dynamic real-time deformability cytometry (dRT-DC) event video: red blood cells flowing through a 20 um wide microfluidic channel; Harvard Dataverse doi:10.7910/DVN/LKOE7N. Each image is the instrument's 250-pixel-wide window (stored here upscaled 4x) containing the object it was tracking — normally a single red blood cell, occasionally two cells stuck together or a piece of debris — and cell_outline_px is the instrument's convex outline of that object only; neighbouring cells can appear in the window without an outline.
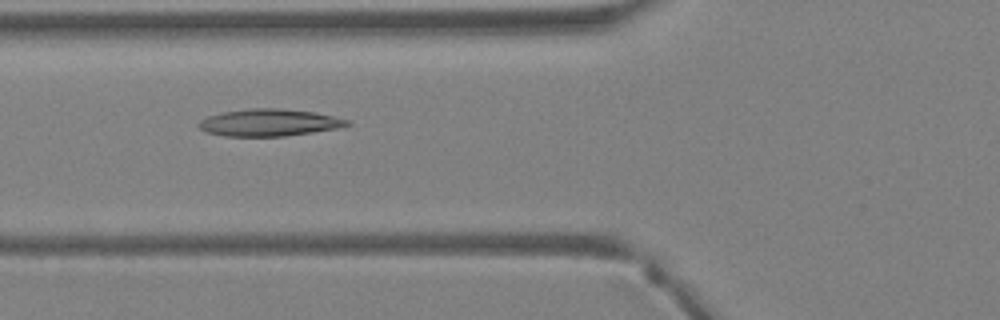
{"species": "Egyptian fruit bat (a non-hibernating species)", "species_latin": "Rousettus aegyptiacus", "temperature_condition": "warm", "stored_images_in_passage": 41, "camera_frame_rate_fps": 3000, "um_per_image_px": 0.085, "animal": {"sex": "female"}, "frame": {"image": 1, "passage_image": 16, "time_ms": 5.0, "image_size_px": [1000, 320], "cell_outline_px": [[352, 124], [336, 128], [312, 132], [284, 136], [224, 136], [208, 132], [200, 128], [196, 124], [200, 120], [208, 116], [224, 112], [252, 108], [276, 108], [312, 112], [332, 116], [348, 120]], "centroid_in_image_um": [22.84, 10.42], "position_along_channel_um": 103.0, "area_um2": 23.06}}
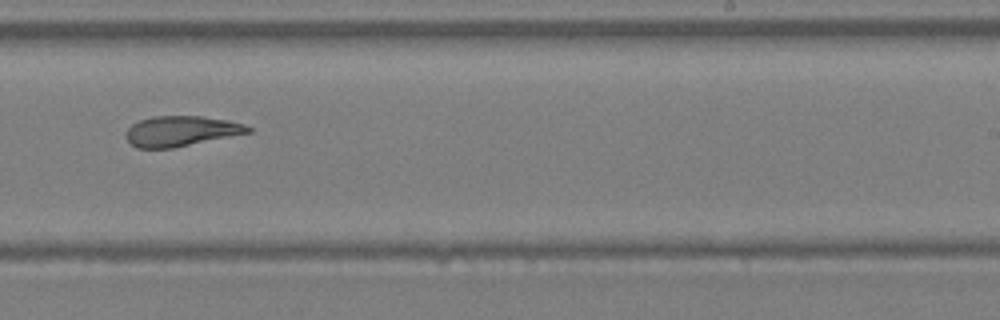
{"frame": {"image": 2, "passage_image": 26, "time_ms": 8.333, "image_size_px": [1000, 320], "cell_outline_px": [[252, 132], [172, 148], [136, 148], [128, 140], [128, 128], [132, 124], [140, 120], [152, 116], [200, 116], [228, 120], [244, 124], [252, 128]], "centroid_in_image_um": [15.42, 11.14], "position_along_channel_um": 273.6, "area_um2": 21.33}}
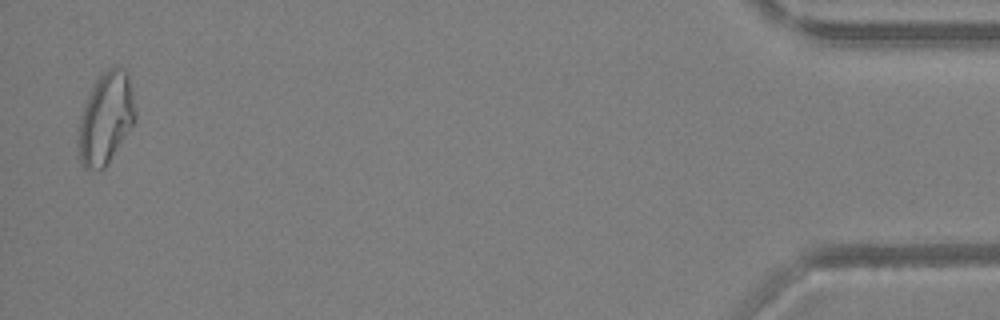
{"frame": {"image": 3, "passage_image": 40, "time_ms": 13.0, "image_size_px": [1000, 320], "cell_outline_px": [[136, 120], [108, 164], [104, 168], [84, 168], [76, 156], [76, 144], [80, 116], [88, 92], [96, 80], [108, 68], [116, 64], [124, 68], [128, 72], [136, 108]], "centroid_in_image_um": [8.97, 10.04], "position_along_channel_um": 426.2, "area_um2": 31.15}}